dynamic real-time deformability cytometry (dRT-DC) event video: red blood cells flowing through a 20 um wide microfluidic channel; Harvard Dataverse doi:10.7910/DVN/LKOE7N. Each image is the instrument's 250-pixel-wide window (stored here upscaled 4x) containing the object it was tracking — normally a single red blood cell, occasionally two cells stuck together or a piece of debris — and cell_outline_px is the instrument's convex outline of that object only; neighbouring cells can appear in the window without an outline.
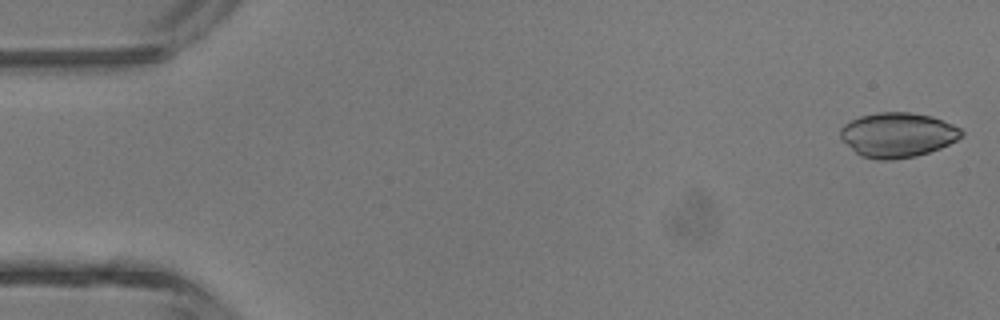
{"species": "common noctule bat (a hibernating species)", "species_latin": "Nyctalus noctula", "temperature_condition": "room temperature", "stored_images_in_passage": 4, "camera_frame_rate_fps": 3000, "um_per_image_px": 0.085, "animal": {"sex": "male", "body_mass_g": 13.3}, "frame": {"image": 1, "passage_image": 1, "time_ms": 0.0, "image_size_px": [1000, 320], "cell_outline_px": [[964, 136], [940, 148], [916, 156], [892, 160], [880, 160], [860, 156], [840, 140], [840, 128], [844, 124], [860, 116], [876, 112], [912, 112], [932, 116], [952, 124], [960, 128], [964, 132]], "centroid_in_image_um": [76.28, 11.46], "position_along_channel_um": 8.7, "area_um2": 31.79}}
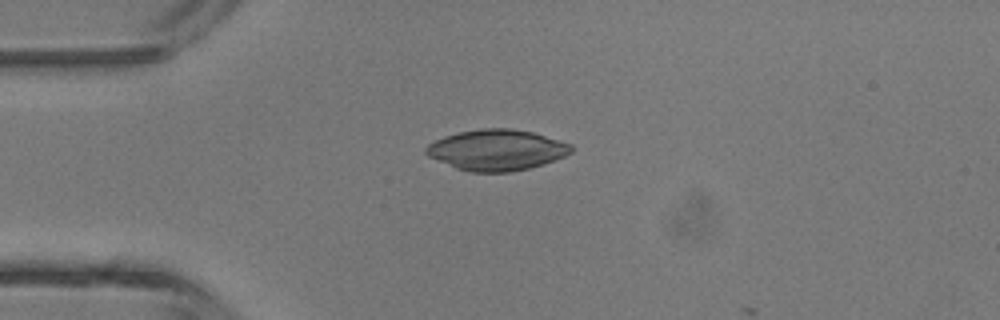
{"frame": {"image": 2, "passage_image": 3, "time_ms": 3.333, "image_size_px": [1000, 320], "cell_outline_px": [[572, 152], [556, 160], [544, 164], [528, 168], [508, 172], [468, 172], [456, 168], [428, 156], [424, 152], [424, 148], [428, 144], [444, 136], [460, 132], [480, 128], [512, 128], [532, 132], [572, 144]], "centroid_in_image_um": [42.21, 12.75], "position_along_channel_um": 42.8, "area_um2": 34.56}}